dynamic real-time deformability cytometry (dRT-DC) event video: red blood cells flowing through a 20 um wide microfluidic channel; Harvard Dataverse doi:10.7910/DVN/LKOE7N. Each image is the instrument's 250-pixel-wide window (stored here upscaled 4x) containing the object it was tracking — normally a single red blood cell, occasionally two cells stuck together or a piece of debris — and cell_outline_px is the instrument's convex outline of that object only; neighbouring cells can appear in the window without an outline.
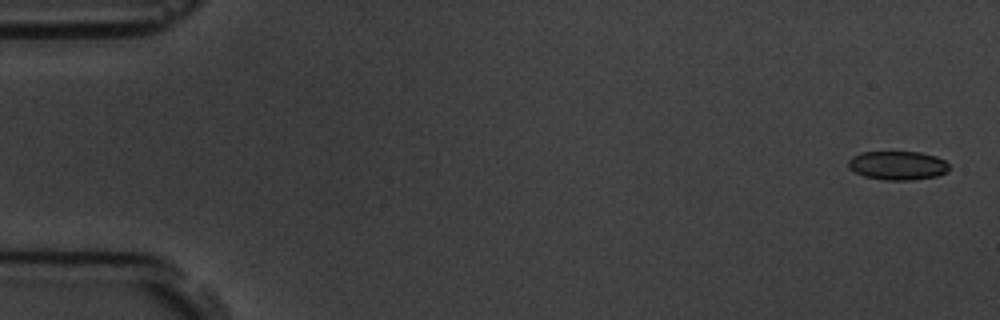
{"species": "common noctule bat (a hibernating species)", "species_latin": "Nyctalus noctula", "temperature_condition": "room temperature", "stored_images_in_passage": 5, "camera_frame_rate_fps": 3000, "um_per_image_px": 0.085, "animal": {"sex": "male", "body_mass_g": 19.5, "forearm_length_mm": 54.6}, "frame": {"image": 1, "passage_image": 1, "time_ms": 0.0, "image_size_px": [1000, 320], "cell_outline_px": [[952, 168], [948, 172], [936, 176], [912, 180], [884, 180], [864, 176], [848, 168], [848, 160], [852, 156], [860, 152], [920, 152], [936, 156], [944, 160]], "centroid_in_image_um": [76.32, 14.06], "position_along_channel_um": 8.7, "area_um2": 17.11}}